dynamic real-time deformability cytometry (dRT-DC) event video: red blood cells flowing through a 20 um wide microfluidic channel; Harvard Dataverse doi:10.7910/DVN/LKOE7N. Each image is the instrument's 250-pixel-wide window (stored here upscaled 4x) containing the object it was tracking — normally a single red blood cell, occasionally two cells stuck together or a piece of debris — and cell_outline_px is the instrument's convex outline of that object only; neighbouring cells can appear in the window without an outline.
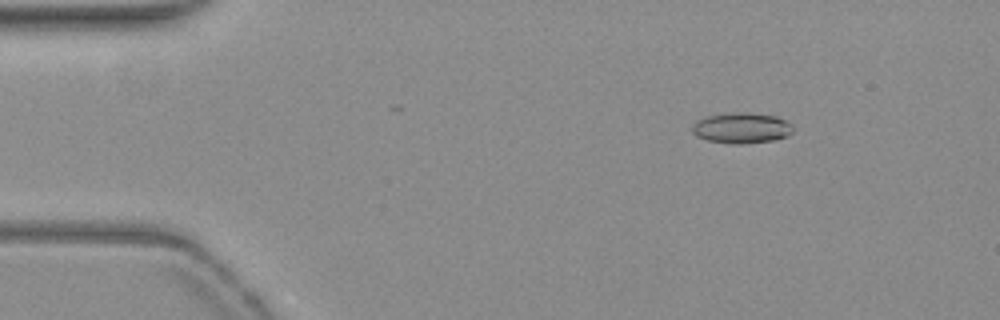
{"species": "common noctule bat (a hibernating species)", "species_latin": "Nyctalus noctula", "temperature_condition": "warm", "stored_images_in_passage": 54, "camera_frame_rate_fps": 3000, "um_per_image_px": 0.085, "animal": {"sex": "female", "body_mass_g": 19.3, "forearm_length_mm": 54.1}, "frame": {"image": 1, "passage_image": 8, "time_ms": 2.333, "image_size_px": [1000, 320], "cell_outline_px": [[792, 132], [788, 136], [772, 140], [740, 144], [732, 144], [708, 140], [696, 136], [692, 132], [692, 124], [696, 120], [708, 116], [728, 112], [748, 112], [776, 116], [792, 124]], "centroid_in_image_um": [63.01, 10.87], "position_along_channel_um": 22.0, "area_um2": 18.09}}
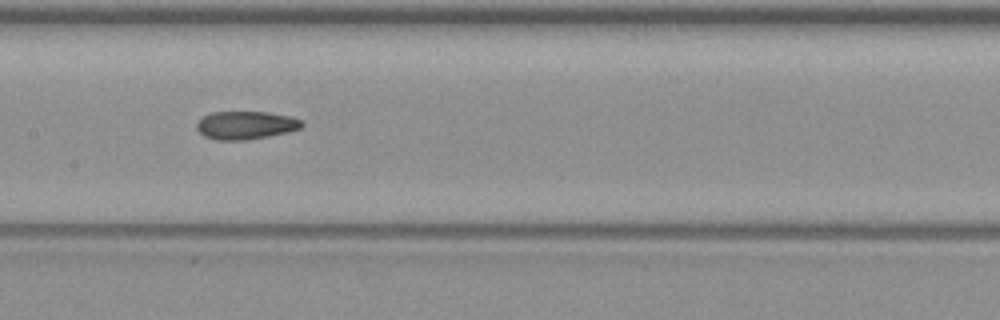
{"frame": {"image": 2, "passage_image": 27, "time_ms": 8.667, "image_size_px": [1000, 320], "cell_outline_px": [[304, 124], [300, 128], [288, 132], [248, 140], [216, 140], [204, 136], [196, 128], [196, 124], [204, 116], [212, 112], [268, 112], [292, 116], [300, 120]], "centroid_in_image_um": [20.9, 10.64], "position_along_channel_um": 186.5, "area_um2": 17.22}}
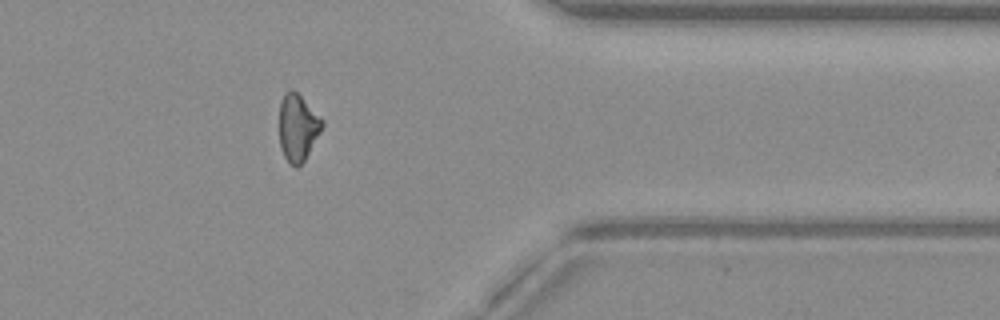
{"frame": {"image": 3, "passage_image": 44, "time_ms": 14.333, "image_size_px": [1000, 320], "cell_outline_px": [[324, 124], [320, 132], [304, 160], [296, 168], [288, 164], [280, 148], [280, 104], [284, 92], [288, 88], [292, 88], [324, 120]], "centroid_in_image_um": [25.29, 10.84], "position_along_channel_um": 386.1, "area_um2": 16.65}, "authors_computed_cell_mechanics": {"area_um2": 17.4267, "velocity_mm_per_s": 3.8362, "shape_relaxation_time_tau1_ms": null, "shape_relaxation_time_tau2_ms": 3.3206, "deformation_change_tau1": null, "deformation_change_tau2": 0.1032}}